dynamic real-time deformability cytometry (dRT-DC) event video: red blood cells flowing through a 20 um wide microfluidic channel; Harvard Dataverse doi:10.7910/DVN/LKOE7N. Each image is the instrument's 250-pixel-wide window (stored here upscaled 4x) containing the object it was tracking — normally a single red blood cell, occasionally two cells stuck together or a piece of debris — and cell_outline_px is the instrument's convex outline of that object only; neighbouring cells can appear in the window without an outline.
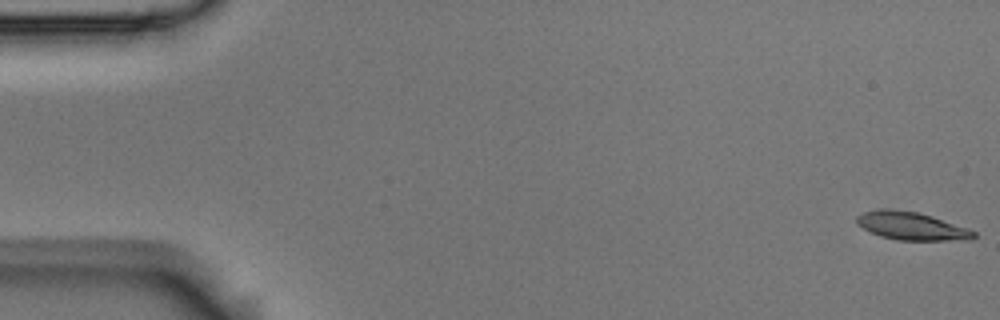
{"species": "Egyptian fruit bat (a non-hibernating species)", "species_latin": "Rousettus aegyptiacus", "temperature_condition": "room temperature", "stored_images_in_passage": 6, "camera_frame_rate_fps": 3000, "um_per_image_px": 0.085, "animal": {"sex": "male"}, "frame": {"image": 1, "passage_image": 1, "time_ms": 0.0, "image_size_px": [1000, 320], "cell_outline_px": [[976, 236], [972, 240], [900, 240], [880, 236], [868, 232], [856, 224], [856, 216], [864, 212], [916, 212], [932, 216], [968, 228], [976, 232]], "centroid_in_image_um": [77.55, 19.27], "position_along_channel_um": 7.5, "area_um2": 18.38}}